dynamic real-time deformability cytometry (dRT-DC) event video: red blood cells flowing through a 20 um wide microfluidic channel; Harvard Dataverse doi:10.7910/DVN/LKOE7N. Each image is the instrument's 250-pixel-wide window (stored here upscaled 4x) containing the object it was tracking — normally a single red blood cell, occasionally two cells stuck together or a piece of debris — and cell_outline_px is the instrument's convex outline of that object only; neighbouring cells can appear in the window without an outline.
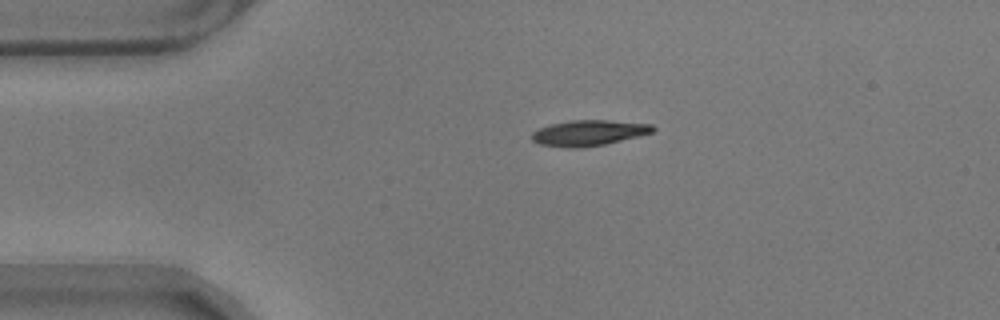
{"species": "common noctule bat (a hibernating species)", "species_latin": "Nyctalus noctula", "temperature_condition": "warm", "stored_images_in_passage": 47, "camera_frame_rate_fps": 3000, "um_per_image_px": 0.085, "animal": {"sex": "male", "body_mass_g": 17.9}, "frame": {"image": 1, "passage_image": 1, "time_ms": 0.0, "image_size_px": [1000, 320], "cell_outline_px": [[656, 128], [652, 132], [604, 144], [580, 148], [568, 148], [540, 144], [532, 140], [532, 132], [540, 128], [552, 124], [572, 120], [608, 120], [652, 124]], "centroid_in_image_um": [50.03, 11.29], "position_along_channel_um": 35.0, "area_um2": 17.8}}
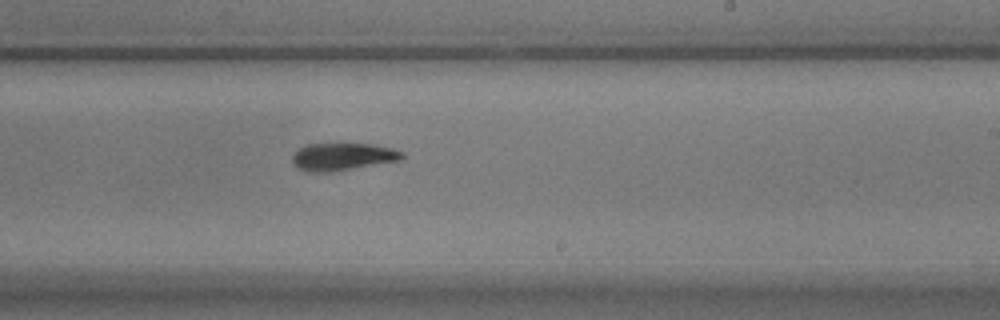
{"frame": {"image": 2, "passage_image": 23, "time_ms": 7.333, "image_size_px": [1000, 320], "cell_outline_px": [[404, 156], [400, 160], [332, 172], [308, 172], [292, 164], [292, 156], [300, 148], [308, 144], [336, 140], [340, 140], [372, 144], [392, 148], [404, 152]], "centroid_in_image_um": [29.11, 13.26], "position_along_channel_um": 259.9, "area_um2": 18.44}}
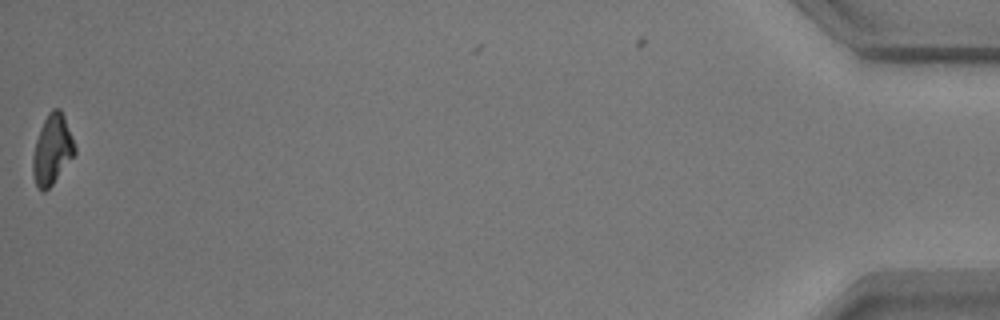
{"frame": {"image": 3, "passage_image": 46, "time_ms": 15.0, "image_size_px": [1000, 320], "cell_outline_px": [[76, 152], [52, 184], [44, 192], [36, 184], [32, 172], [32, 156], [36, 140], [40, 128], [48, 112], [52, 108], [60, 108], [64, 116], [72, 136], [76, 148]], "centroid_in_image_um": [4.43, 12.68], "position_along_channel_um": 430.8, "area_um2": 16.88}}